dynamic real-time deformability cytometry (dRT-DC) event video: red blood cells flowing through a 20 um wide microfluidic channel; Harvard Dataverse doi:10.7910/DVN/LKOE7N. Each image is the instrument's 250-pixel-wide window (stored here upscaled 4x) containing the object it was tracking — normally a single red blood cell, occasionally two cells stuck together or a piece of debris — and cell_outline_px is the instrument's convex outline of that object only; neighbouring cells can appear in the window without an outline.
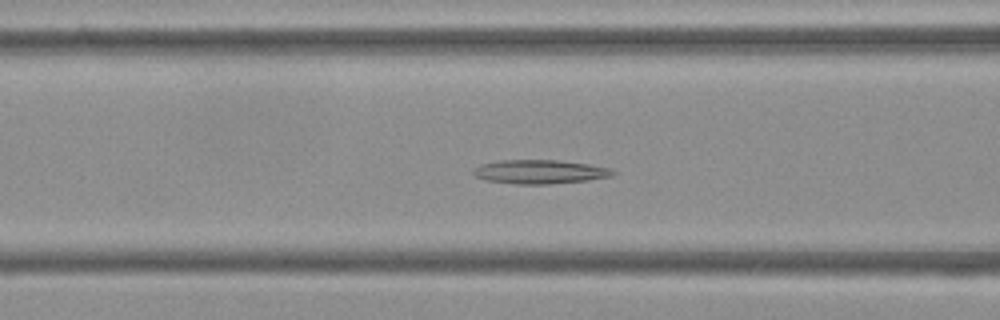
{"species": "Egyptian fruit bat (a non-hibernating species)", "species_latin": "Rousettus aegyptiacus", "temperature_condition": "cold", "stored_images_in_passage": 48, "camera_frame_rate_fps": 3000, "um_per_image_px": 0.085, "frame": {"image": 1, "passage_image": 15, "time_ms": 4.667, "image_size_px": [1000, 320], "cell_outline_px": [[616, 172], [612, 176], [588, 180], [548, 184], [516, 184], [484, 180], [476, 176], [472, 172], [472, 168], [480, 164], [500, 160], [556, 160], [588, 164], [608, 168]], "centroid_in_image_um": [45.83, 14.6], "position_along_channel_um": 120.8, "area_um2": 19.42}}
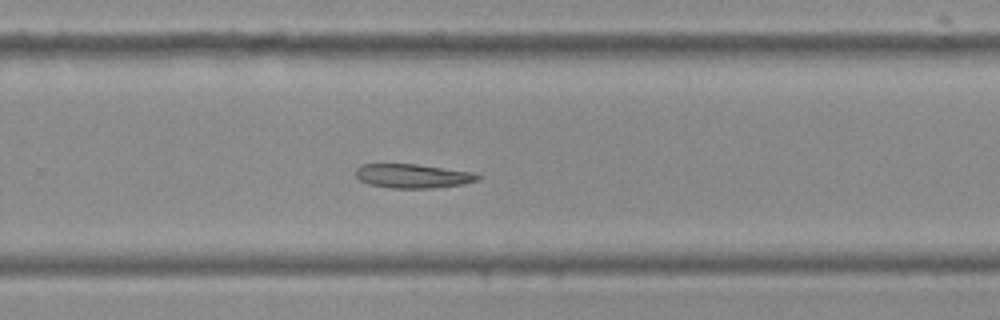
{"frame": {"image": 2, "passage_image": 29, "time_ms": 9.333, "image_size_px": [1000, 320], "cell_outline_px": [[480, 176], [476, 180], [464, 184], [432, 188], [388, 188], [368, 184], [360, 180], [356, 176], [356, 168], [360, 164], [416, 164], [472, 172]], "centroid_in_image_um": [35.03, 14.96], "position_along_channel_um": 294.8, "area_um2": 17.05}}
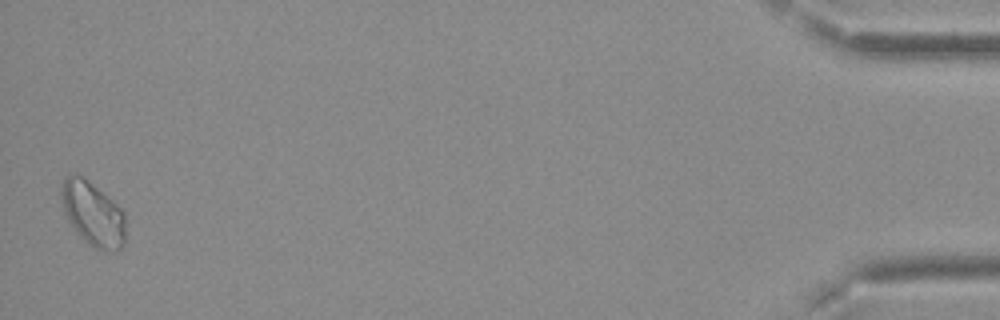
{"frame": {"image": 3, "passage_image": 47, "time_ms": 15.333, "image_size_px": [1000, 320], "cell_outline_px": [[124, 244], [116, 252], [112, 252], [96, 248], [88, 244], [76, 232], [68, 220], [64, 212], [60, 196], [60, 184], [68, 172], [76, 172], [84, 176], [112, 200], [124, 212]], "centroid_in_image_um": [7.84, 18.12], "position_along_channel_um": 427.4, "area_um2": 24.39}}